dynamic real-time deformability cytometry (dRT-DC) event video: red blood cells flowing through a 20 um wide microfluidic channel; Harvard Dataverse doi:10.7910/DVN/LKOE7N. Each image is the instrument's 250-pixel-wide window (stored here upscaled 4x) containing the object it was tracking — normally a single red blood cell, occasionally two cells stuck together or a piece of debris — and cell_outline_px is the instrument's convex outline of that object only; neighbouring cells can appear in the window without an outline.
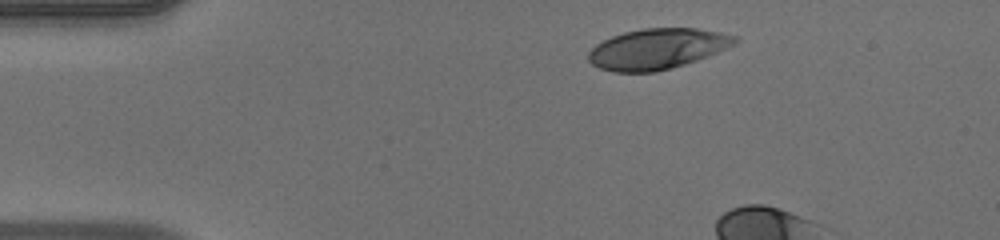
{"species": "human", "species_latin": "Homo sapiens", "temperature_condition": "warm", "stored_images_in_passage": 7, "camera_frame_rate_fps": 3000, "um_per_image_px": 0.085, "donor": {"sex": "male"}, "frame": {"image": 1, "passage_image": 1, "time_ms": 0.0, "image_size_px": [1000, 240], "cell_outline_px": [[740, 40], [736, 44], [708, 56], [684, 64], [656, 72], [612, 72], [600, 68], [592, 64], [588, 60], [588, 52], [596, 44], [612, 36], [624, 32], [644, 28], [696, 28], [720, 32], [736, 36]], "centroid_in_image_um": [55.87, 4.15], "position_along_channel_um": 29.1, "area_um2": 34.62}}